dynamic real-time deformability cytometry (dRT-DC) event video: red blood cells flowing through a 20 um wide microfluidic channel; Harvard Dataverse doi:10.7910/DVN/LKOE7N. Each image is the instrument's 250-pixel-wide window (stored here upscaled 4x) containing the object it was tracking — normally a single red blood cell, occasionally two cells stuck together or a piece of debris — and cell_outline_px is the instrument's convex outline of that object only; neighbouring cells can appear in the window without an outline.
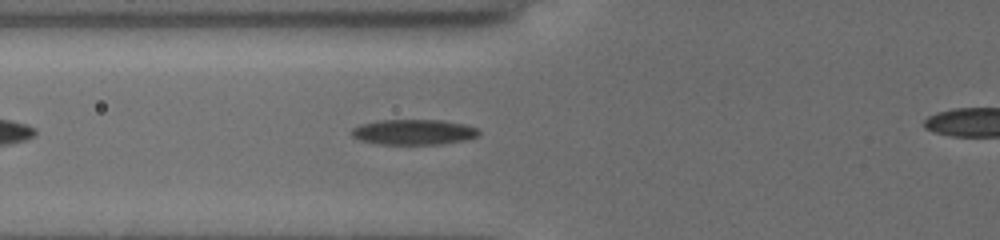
{"species": "common noctule bat (a hibernating species)", "species_latin": "Nyctalus noctula", "temperature_condition": "cold", "stored_images_in_passage": 32, "camera_frame_rate_fps": 3000, "um_per_image_px": 0.085, "animal": {"sex": "female", "body_mass_g": 19.5, "forearm_length_mm": 54.1}, "frame": {"image": 1, "passage_image": 3, "time_ms": 0.667, "image_size_px": [1000, 240], "cell_outline_px": [[480, 136], [464, 140], [440, 144], [376, 144], [360, 140], [352, 136], [352, 128], [360, 124], [380, 120], [444, 120], [464, 124], [476, 128], [480, 132]], "centroid_in_image_um": [35.16, 11.22], "position_along_channel_um": 90.6, "area_um2": 18.84}}
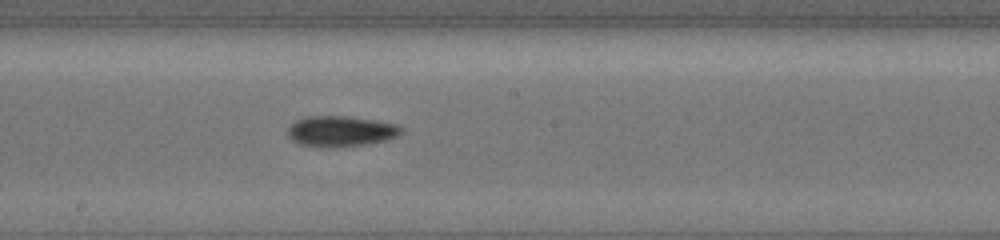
{"frame": {"image": 2, "passage_image": 13, "time_ms": 4.0, "image_size_px": [1000, 240], "cell_outline_px": [[404, 128], [396, 136], [388, 140], [364, 144], [336, 148], [328, 148], [300, 144], [292, 140], [288, 136], [288, 128], [296, 120], [304, 116], [348, 116], [396, 124]], "centroid_in_image_um": [28.94, 11.16], "position_along_channel_um": 219.3, "area_um2": 20.29}}
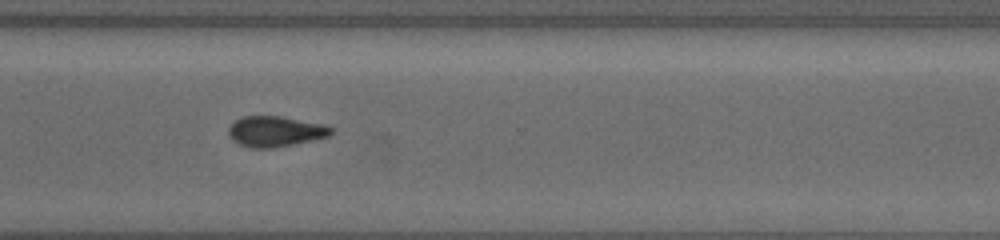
{"frame": {"image": 3, "passage_image": 23, "time_ms": 7.333, "image_size_px": [1000, 240], "cell_outline_px": [[332, 132], [328, 136], [312, 140], [272, 148], [248, 148], [232, 140], [228, 132], [228, 128], [236, 120], [244, 116], [280, 116], [324, 124], [332, 128]], "centroid_in_image_um": [23.38, 11.17], "position_along_channel_um": 347.2, "area_um2": 18.09}}